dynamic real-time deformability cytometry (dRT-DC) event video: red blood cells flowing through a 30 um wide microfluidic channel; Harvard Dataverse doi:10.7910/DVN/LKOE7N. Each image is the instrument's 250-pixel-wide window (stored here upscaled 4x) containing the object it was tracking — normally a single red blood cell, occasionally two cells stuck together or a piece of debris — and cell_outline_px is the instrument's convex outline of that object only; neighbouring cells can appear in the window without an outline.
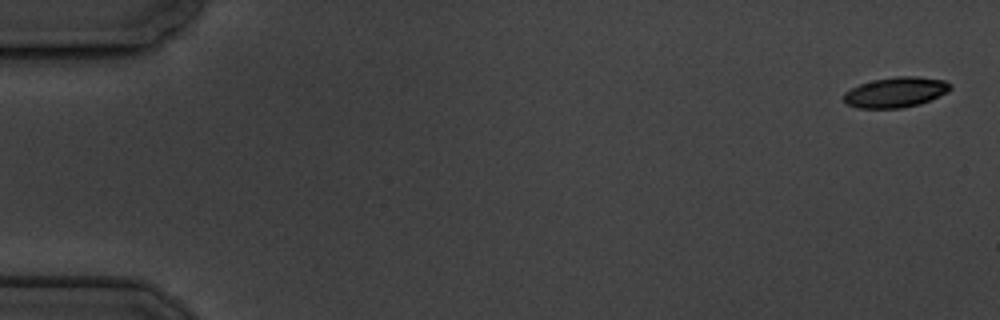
{"species": "common noctule bat (a hibernating species)", "species_latin": "Nyctalus noctula", "temperature_condition": "cold", "stored_images_in_passage": 6, "segment_of_instrument_passage": [1, 2], "camera_frame_rate_fps": 3000, "um_per_image_px": 0.085, "animal": {"sex": "male", "body_mass_g": 19.5, "forearm_length_mm": 54.6}, "frame": {"image": 1, "passage_image": 1, "time_ms": 0.0, "image_size_px": [1000, 320], "cell_outline_px": [[952, 88], [948, 92], [920, 104], [900, 108], [856, 108], [848, 104], [844, 100], [844, 92], [860, 84], [872, 80], [896, 76], [916, 76], [944, 80], [952, 84]], "centroid_in_image_um": [76.15, 7.83], "position_along_channel_um": 8.8, "area_um2": 18.84}}
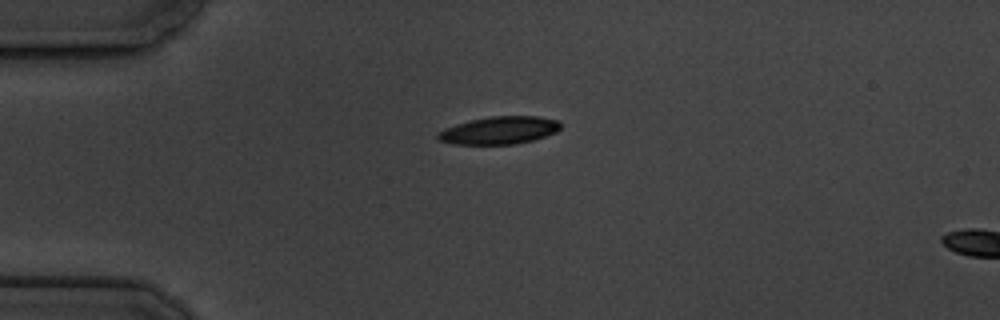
{"frame": {"image": 2, "passage_image": 5, "time_ms": 4.333, "image_size_px": [1000, 320], "cell_outline_px": [[560, 128], [556, 132], [532, 140], [516, 144], [452, 144], [440, 140], [436, 136], [444, 128], [456, 124], [472, 120], [492, 116], [536, 116], [560, 120]], "centroid_in_image_um": [42.46, 11.07], "position_along_channel_um": 42.5, "area_um2": 19.59}}